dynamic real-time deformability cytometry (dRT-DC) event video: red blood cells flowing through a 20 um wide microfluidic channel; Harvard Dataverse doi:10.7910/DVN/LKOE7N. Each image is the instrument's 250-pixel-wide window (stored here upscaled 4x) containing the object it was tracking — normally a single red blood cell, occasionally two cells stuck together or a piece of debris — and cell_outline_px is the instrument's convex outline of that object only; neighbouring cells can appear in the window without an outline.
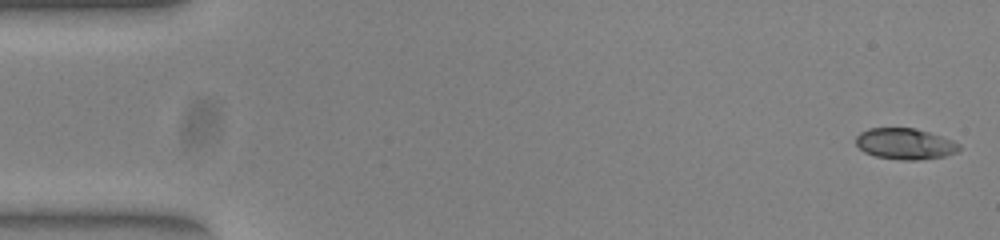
{"species": "common noctule bat (a hibernating species)", "species_latin": "Nyctalus noctula", "temperature_condition": "warm", "stored_images_in_passage": 14, "camera_frame_rate_fps": 3000, "um_per_image_px": 0.085, "animal": {"sex": "female", "body_mass_g": 23.0, "forearm_length_mm": 53.4}, "frame": {"image": 1, "passage_image": 1, "time_ms": 0.0, "image_size_px": [1000, 240], "cell_outline_px": [[960, 152], [944, 156], [916, 160], [900, 160], [876, 156], [864, 152], [856, 144], [856, 136], [860, 132], [868, 128], [916, 128], [952, 140], [960, 144]], "centroid_in_image_um": [76.93, 12.22], "position_along_channel_um": 8.1, "area_um2": 18.73}}
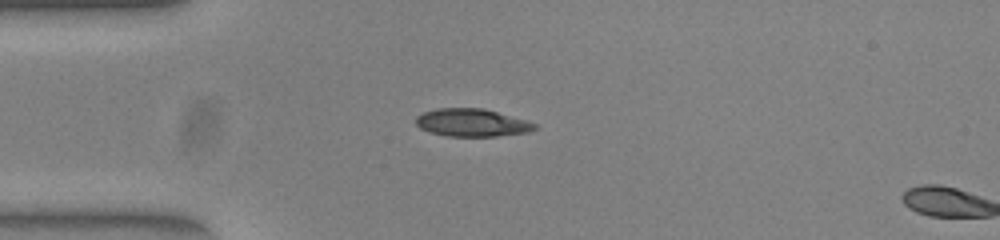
{"frame": {"image": 2, "passage_image": 13, "time_ms": 4.0, "image_size_px": [1000, 240], "cell_outline_px": [[536, 128], [528, 132], [496, 136], [448, 136], [432, 132], [420, 128], [416, 124], [416, 116], [424, 112], [436, 108], [484, 108], [528, 120], [536, 124]], "centroid_in_image_um": [40.13, 10.41], "position_along_channel_um": 44.9, "area_um2": 19.19}}